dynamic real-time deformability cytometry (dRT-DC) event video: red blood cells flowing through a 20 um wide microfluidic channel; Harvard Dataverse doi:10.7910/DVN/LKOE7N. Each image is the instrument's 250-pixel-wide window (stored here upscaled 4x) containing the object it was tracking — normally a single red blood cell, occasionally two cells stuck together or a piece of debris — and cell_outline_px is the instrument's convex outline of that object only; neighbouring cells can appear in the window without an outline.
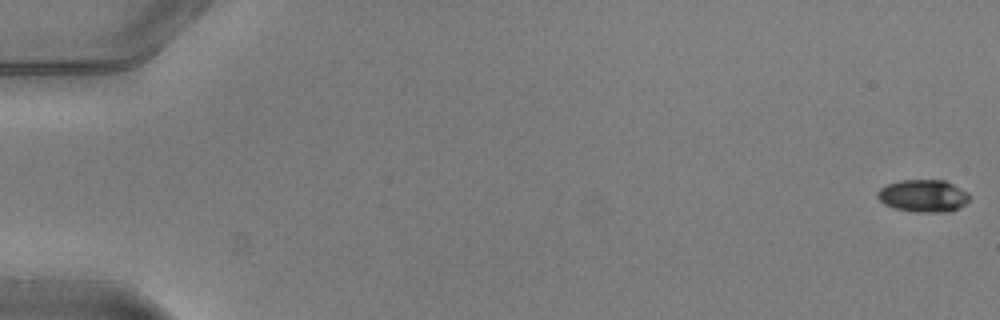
{"species": "common noctule bat (a hibernating species)", "species_latin": "Nyctalus noctula", "temperature_condition": "warm", "stored_images_in_passage": 19, "camera_frame_rate_fps": 3000, "um_per_image_px": 0.085, "animal": {"sex": "male", "body_mass_g": 20.5, "forearm_length_mm": 52.5}, "frame": {"image": 1, "passage_image": 1, "time_ms": 0.0, "image_size_px": [1000, 320], "cell_outline_px": [[968, 200], [964, 204], [948, 212], [916, 212], [892, 208], [884, 204], [876, 196], [876, 192], [880, 188], [888, 184], [900, 180], [944, 180], [968, 192]], "centroid_in_image_um": [78.42, 16.65], "position_along_channel_um": 6.6, "area_um2": 17.28}}
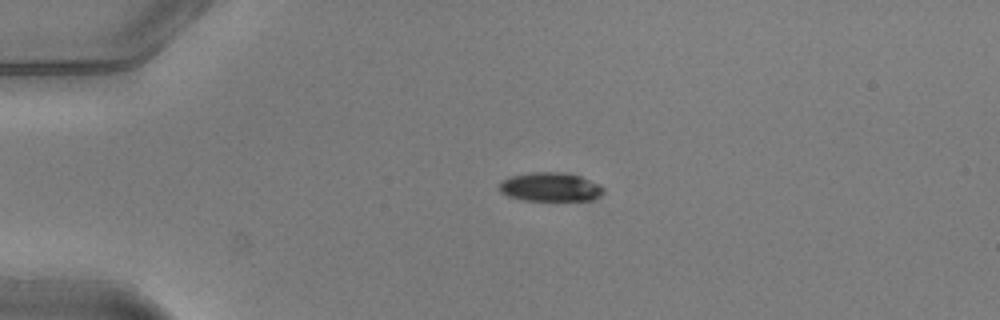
{"frame": {"image": 2, "passage_image": 13, "time_ms": 4.0, "image_size_px": [1000, 320], "cell_outline_px": [[604, 192], [592, 200], [524, 200], [508, 196], [500, 192], [500, 180], [512, 176], [532, 172], [564, 172], [580, 176], [600, 184], [604, 188]], "centroid_in_image_um": [46.78, 15.89], "position_along_channel_um": 38.2, "area_um2": 17.51}}